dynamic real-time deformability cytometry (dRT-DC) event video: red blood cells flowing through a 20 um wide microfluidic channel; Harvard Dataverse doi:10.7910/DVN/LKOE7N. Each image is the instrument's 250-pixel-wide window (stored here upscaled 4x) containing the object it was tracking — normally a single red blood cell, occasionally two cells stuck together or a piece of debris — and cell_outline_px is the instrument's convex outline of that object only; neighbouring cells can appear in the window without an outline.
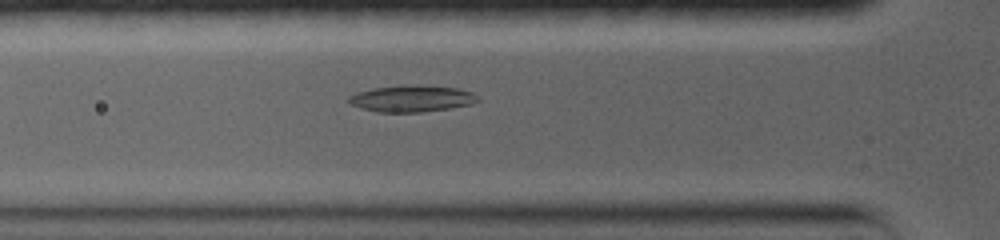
{"species": "common noctule bat (a hibernating species)", "species_latin": "Nyctalus noctula", "temperature_condition": "warm", "stored_images_in_passage": 29, "camera_frame_rate_fps": 5000, "um_per_image_px": 0.085, "animal": {"sex": "female", "body_mass_g": 19.0, "forearm_length_mm": 56.7}, "frame": {"image": 1, "passage_image": 8, "time_ms": 2.6, "image_size_px": [1000, 240], "cell_outline_px": [[480, 100], [472, 104], [448, 108], [420, 112], [376, 112], [360, 108], [352, 104], [348, 100], [348, 96], [372, 88], [404, 84], [456, 88], [472, 92], [480, 96]], "centroid_in_image_um": [35.01, 8.38], "position_along_channel_um": 90.8, "area_um2": 19.94}}
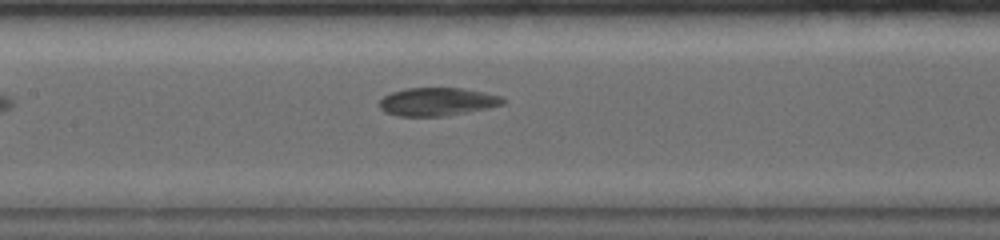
{"frame": {"image": 2, "passage_image": 14, "time_ms": 4.8, "image_size_px": [1000, 240], "cell_outline_px": [[508, 100], [504, 104], [488, 108], [440, 116], [400, 116], [384, 112], [380, 108], [380, 100], [384, 96], [392, 92], [404, 88], [464, 88], [504, 96]], "centroid_in_image_um": [37.21, 8.63], "position_along_channel_um": 170.2, "area_um2": 20.29}}
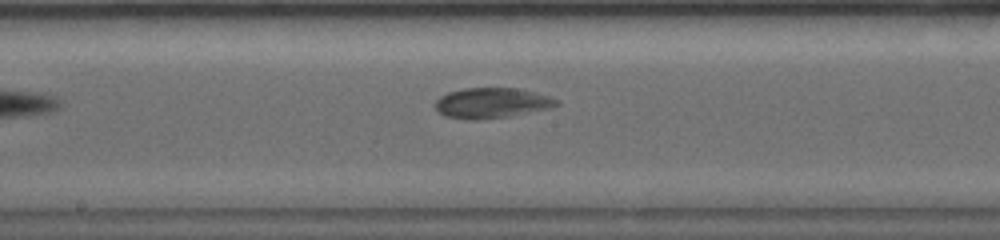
{"frame": {"image": 3, "passage_image": 17, "time_ms": 5.8, "image_size_px": [1000, 240], "cell_outline_px": [[560, 104], [548, 108], [508, 116], [448, 116], [440, 112], [436, 108], [436, 100], [440, 96], [448, 92], [464, 88], [516, 88], [548, 96], [560, 100]], "centroid_in_image_um": [41.85, 8.68], "position_along_channel_um": 206.3, "area_um2": 20.11}}